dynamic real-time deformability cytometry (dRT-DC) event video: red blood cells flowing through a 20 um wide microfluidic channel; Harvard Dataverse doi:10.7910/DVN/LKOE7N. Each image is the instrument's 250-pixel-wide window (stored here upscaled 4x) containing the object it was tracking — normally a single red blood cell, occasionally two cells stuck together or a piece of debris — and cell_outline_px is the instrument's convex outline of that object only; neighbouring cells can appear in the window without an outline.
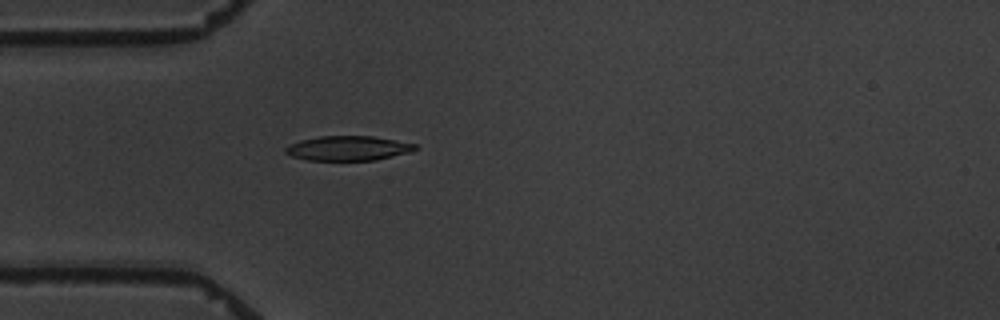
{"species": "common noctule bat (a hibernating species)", "species_latin": "Nyctalus noctula", "temperature_condition": "warm", "stored_images_in_passage": 1, "camera_frame_rate_fps": 3000, "um_per_image_px": 0.085, "animal": {"sex": "male", "body_mass_g": 19.5, "forearm_length_mm": 54.6}, "frame": {"image": 1, "passage_image": 1, "time_ms": 0.0, "image_size_px": [1000, 320], "cell_outline_px": [[420, 148], [412, 152], [376, 160], [308, 160], [292, 156], [284, 152], [284, 148], [300, 140], [320, 136], [372, 136], [416, 144]], "centroid_in_image_um": [29.63, 12.6], "position_along_channel_um": 55.4, "area_um2": 18.61}}